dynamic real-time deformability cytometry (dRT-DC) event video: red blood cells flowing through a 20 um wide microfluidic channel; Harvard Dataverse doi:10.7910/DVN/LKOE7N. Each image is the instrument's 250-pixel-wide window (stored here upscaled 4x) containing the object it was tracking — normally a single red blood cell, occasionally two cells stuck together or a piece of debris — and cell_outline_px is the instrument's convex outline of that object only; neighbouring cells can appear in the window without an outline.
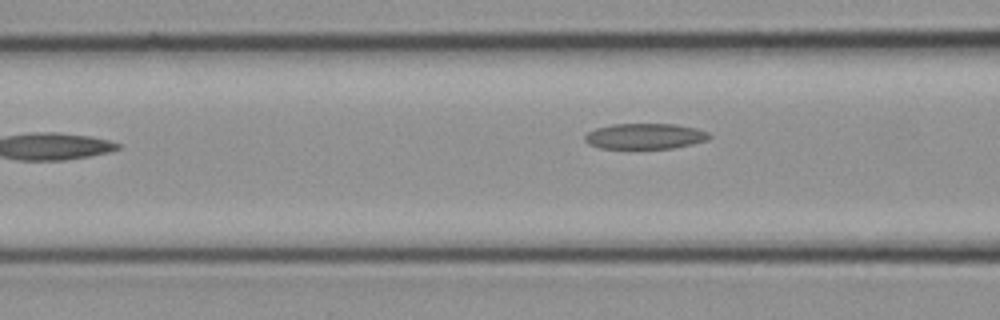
{"species": "common noctule bat (a hibernating species)", "species_latin": "Nyctalus noctula", "temperature_condition": "cold", "stored_images_in_passage": 11, "segment_of_instrument_passage": [2, 2], "camera_frame_rate_fps": 3000, "um_per_image_px": 0.085, "animal": {"sex": "female", "body_mass_g": 21.9}, "frame": {"image": 1, "passage_image": 11, "time_ms": 3.333, "image_size_px": [1000, 320], "cell_outline_px": [[712, 136], [708, 140], [692, 144], [672, 148], [600, 148], [588, 144], [584, 140], [584, 136], [588, 132], [596, 128], [612, 124], [676, 124], [696, 128], [708, 132]], "centroid_in_image_um": [54.83, 11.57], "position_along_channel_um": 111.8, "area_um2": 18.61}}